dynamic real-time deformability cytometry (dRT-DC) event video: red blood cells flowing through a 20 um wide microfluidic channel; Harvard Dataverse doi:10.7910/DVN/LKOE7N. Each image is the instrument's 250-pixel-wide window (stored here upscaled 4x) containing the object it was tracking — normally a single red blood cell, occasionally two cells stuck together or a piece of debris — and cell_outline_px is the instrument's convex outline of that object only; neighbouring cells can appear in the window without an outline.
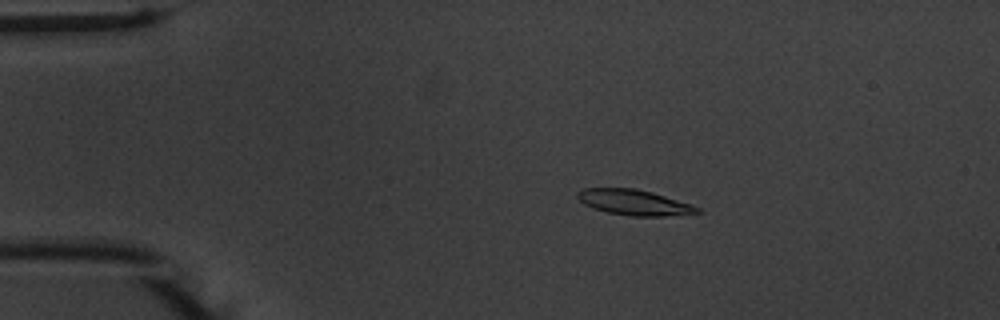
{"species": "common noctule bat (a hibernating species)", "species_latin": "Nyctalus noctula", "temperature_condition": "warm", "stored_images_in_passage": 52, "camera_frame_rate_fps": 3000, "um_per_image_px": 0.085, "animal": {"sex": "male", "body_mass_g": 20.1, "forearm_length_mm": 53.5}, "frame": {"image": 1, "passage_image": 8, "time_ms": 2.333, "image_size_px": [1000, 320], "cell_outline_px": [[704, 212], [664, 216], [632, 216], [608, 212], [592, 208], [584, 204], [576, 196], [576, 192], [584, 188], [636, 188], [652, 192], [692, 204], [700, 208]], "centroid_in_image_um": [53.91, 17.2], "position_along_channel_um": 31.1, "area_um2": 17.86}}
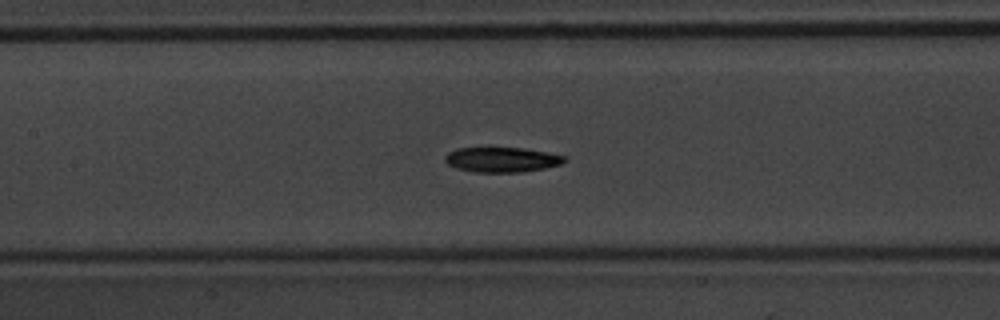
{"frame": {"image": 2, "passage_image": 23, "time_ms": 7.333, "image_size_px": [1000, 320], "cell_outline_px": [[568, 160], [560, 164], [544, 168], [524, 172], [476, 172], [456, 168], [448, 164], [444, 160], [444, 156], [448, 152], [456, 148], [524, 148], [564, 156]], "centroid_in_image_um": [42.62, 13.57], "position_along_channel_um": 164.8, "area_um2": 17.28}}
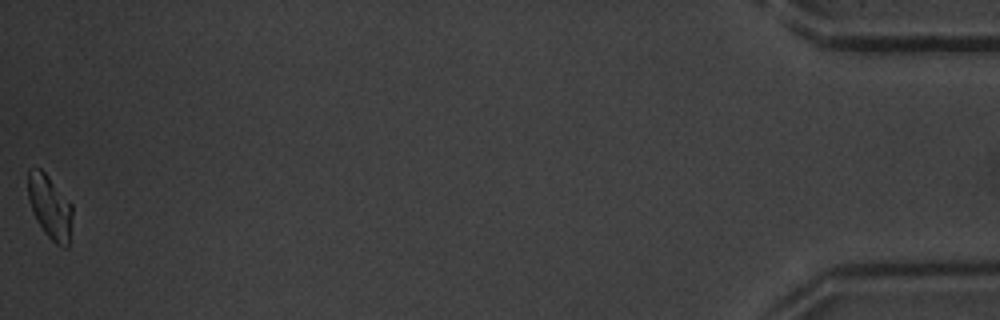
{"frame": {"image": 3, "passage_image": 52, "time_ms": 17.0, "image_size_px": [1000, 320], "cell_outline_px": [[72, 216], [68, 248], [64, 248], [56, 244], [44, 232], [36, 220], [28, 200], [28, 168], [40, 168], [48, 176], [72, 204]], "centroid_in_image_um": [4.24, 17.6], "position_along_channel_um": 431.0, "area_um2": 16.47}, "authors_computed_cell_mechanics": {"area_um2": 17.4267, "velocity_mm_per_s": 3.732, "shape_relaxation_time_tau1_ms": 2.5276, "shape_relaxation_time_tau2_ms": null, "deformation_change_tau1": 0.149, "deformation_change_tau2": null}}